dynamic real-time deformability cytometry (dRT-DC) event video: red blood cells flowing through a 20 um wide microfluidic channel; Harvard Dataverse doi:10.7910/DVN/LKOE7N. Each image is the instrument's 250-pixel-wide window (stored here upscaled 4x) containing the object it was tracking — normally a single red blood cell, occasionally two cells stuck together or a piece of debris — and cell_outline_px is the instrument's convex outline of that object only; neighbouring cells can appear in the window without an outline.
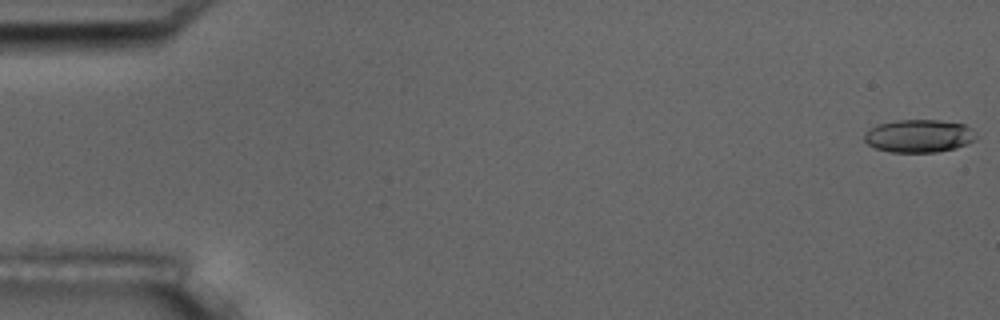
{"species": "common noctule bat (a hibernating species)", "species_latin": "Nyctalus noctula", "temperature_condition": "room temperature", "stored_images_in_passage": 7, "camera_frame_rate_fps": 3000, "um_per_image_px": 0.085, "animal": {"sex": "male", "body_mass_g": 17.5, "forearm_length_mm": 52.3}, "frame": {"image": 1, "passage_image": 1, "time_ms": 0.0, "image_size_px": [1000, 320], "cell_outline_px": [[980, 136], [976, 140], [968, 144], [956, 148], [936, 152], [888, 152], [876, 148], [868, 144], [864, 140], [864, 132], [876, 124], [896, 120], [940, 120], [964, 124], [972, 128]], "centroid_in_image_um": [78.15, 11.55], "position_along_channel_um": 6.9, "area_um2": 21.85}}
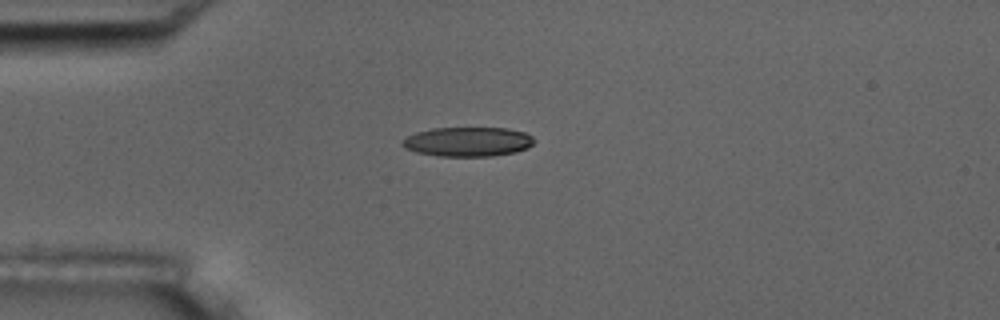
{"frame": {"image": 2, "passage_image": 5, "time_ms": 4.667, "image_size_px": [1000, 320], "cell_outline_px": [[536, 140], [528, 148], [516, 152], [492, 156], [440, 156], [416, 152], [404, 148], [400, 144], [408, 136], [416, 132], [432, 128], [508, 128], [524, 132], [532, 136]], "centroid_in_image_um": [39.78, 12.04], "position_along_channel_um": 45.2, "area_um2": 22.66}}